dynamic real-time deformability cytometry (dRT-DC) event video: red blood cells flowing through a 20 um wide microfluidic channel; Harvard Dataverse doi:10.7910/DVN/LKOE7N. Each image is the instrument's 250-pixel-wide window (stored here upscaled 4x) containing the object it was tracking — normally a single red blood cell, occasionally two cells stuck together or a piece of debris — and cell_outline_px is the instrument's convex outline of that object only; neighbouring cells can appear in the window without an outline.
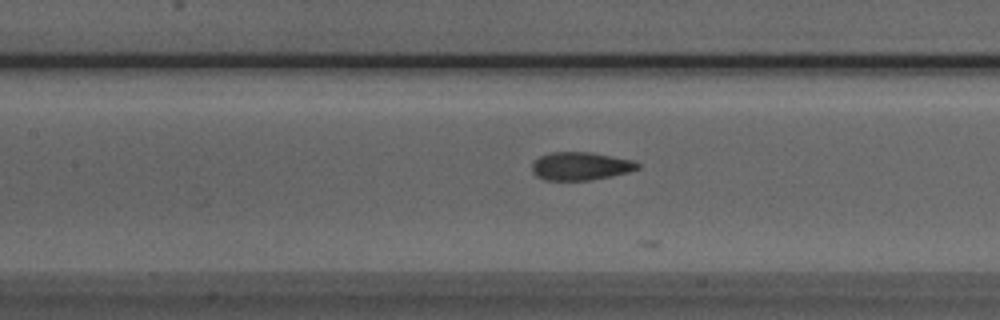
{"species": "Egyptian fruit bat (a non-hibernating species)", "species_latin": "Rousettus aegyptiacus", "temperature_condition": "room temperature", "stored_images_in_passage": 10, "camera_frame_rate_fps": 3000, "um_per_image_px": 0.085, "animal": {"sex": "male"}, "frame": {"image": 1, "passage_image": 7, "time_ms": 2.0, "image_size_px": [1000, 320], "cell_outline_px": [[640, 168], [628, 172], [612, 176], [588, 180], [544, 180], [536, 176], [532, 172], [532, 164], [540, 156], [552, 152], [592, 152], [632, 160], [640, 164]], "centroid_in_image_um": [49.35, 14.12], "position_along_channel_um": 158.1, "area_um2": 17.28}}